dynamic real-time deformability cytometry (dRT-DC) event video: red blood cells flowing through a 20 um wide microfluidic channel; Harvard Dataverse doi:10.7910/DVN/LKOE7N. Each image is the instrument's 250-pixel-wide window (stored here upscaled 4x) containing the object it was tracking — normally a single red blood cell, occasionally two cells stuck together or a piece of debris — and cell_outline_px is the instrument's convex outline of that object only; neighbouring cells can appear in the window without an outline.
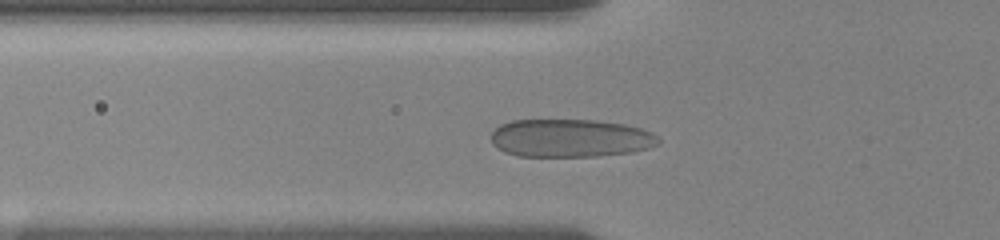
{"species": "human", "species_latin": "Homo sapiens", "temperature_condition": "room temperature", "stored_images_in_passage": 47, "camera_frame_rate_fps": 3000, "um_per_image_px": 0.085, "donor": {"sex": "female"}, "frame": {"image": 1, "passage_image": 12, "time_ms": 3.667, "image_size_px": [1000, 240], "cell_outline_px": [[660, 144], [648, 148], [632, 152], [596, 156], [516, 156], [504, 152], [496, 148], [492, 144], [492, 132], [500, 124], [512, 120], [596, 120], [624, 124], [640, 128], [652, 132], [660, 140]], "centroid_in_image_um": [48.47, 11.74], "position_along_channel_um": 77.3, "area_um2": 37.28}}
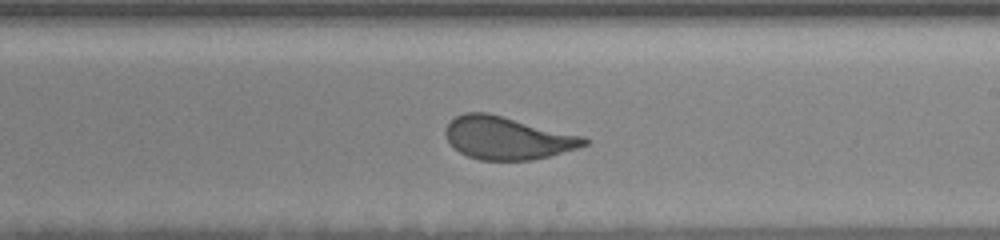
{"frame": {"image": 2, "passage_image": 26, "time_ms": 8.333, "image_size_px": [1000, 240], "cell_outline_px": [[588, 144], [576, 148], [548, 156], [532, 160], [480, 160], [468, 156], [460, 152], [448, 140], [444, 132], [444, 128], [456, 116], [464, 112], [488, 112], [584, 136], [588, 140]], "centroid_in_image_um": [43.11, 11.72], "position_along_channel_um": 245.9, "area_um2": 34.39}}
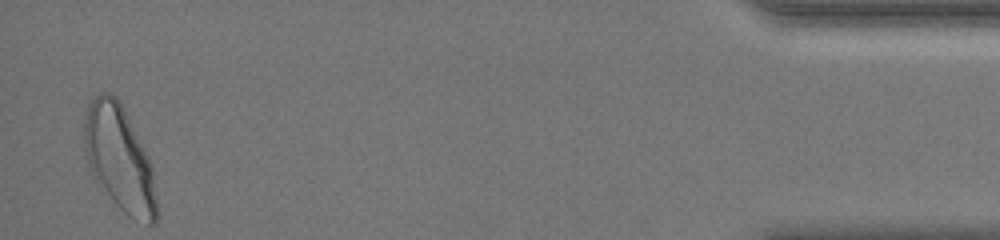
{"frame": {"image": 3, "passage_image": 47, "time_ms": 15.333, "image_size_px": [1000, 240], "cell_outline_px": [[160, 212], [156, 224], [148, 224], [128, 216], [116, 204], [92, 172], [88, 164], [84, 148], [84, 124], [88, 104], [92, 96], [100, 92], [112, 92], [120, 100], [152, 164]], "centroid_in_image_um": [10.2, 13.46], "position_along_channel_um": 425.0, "area_um2": 44.68}, "authors_computed_cell_mechanics": {"area_um2": 36.9342, "velocity_mm_per_s": 3.5982, "shape_relaxation_time_tau1_ms": 4.9498, "shape_relaxation_time_tau2_ms": null, "deformation_change_tau1": 0.1484, "deformation_change_tau2": null}}